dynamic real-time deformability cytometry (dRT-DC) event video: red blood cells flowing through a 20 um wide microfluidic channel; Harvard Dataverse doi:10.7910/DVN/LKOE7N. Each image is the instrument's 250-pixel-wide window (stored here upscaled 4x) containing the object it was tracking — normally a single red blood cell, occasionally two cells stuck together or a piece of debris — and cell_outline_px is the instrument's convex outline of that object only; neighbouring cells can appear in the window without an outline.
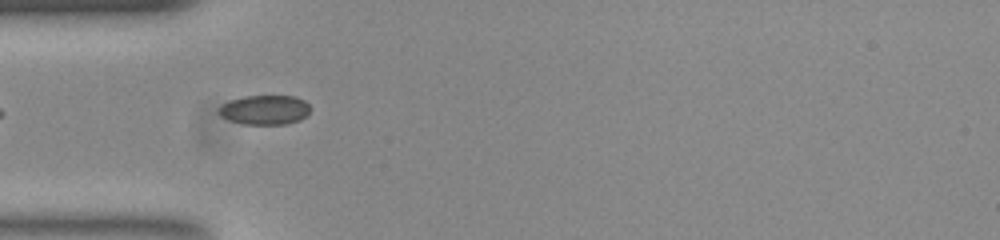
{"species": "common noctule bat (a hibernating species)", "species_latin": "Nyctalus noctula", "temperature_condition": "room temperature", "stored_images_in_passage": 3, "camera_frame_rate_fps": 3000, "um_per_image_px": 0.085, "animal": {"sex": "female", "body_mass_g": 23.0, "forearm_length_mm": 53.4}, "frame": {"image": 1, "passage_image": 1, "time_ms": 0.0, "image_size_px": [1000, 240], "cell_outline_px": [[308, 112], [300, 120], [284, 124], [244, 124], [232, 120], [224, 116], [220, 112], [220, 108], [224, 104], [232, 100], [248, 96], [292, 96], [304, 100], [308, 104]], "centroid_in_image_um": [22.56, 9.34], "position_along_channel_um": 62.4, "area_um2": 15.09}}